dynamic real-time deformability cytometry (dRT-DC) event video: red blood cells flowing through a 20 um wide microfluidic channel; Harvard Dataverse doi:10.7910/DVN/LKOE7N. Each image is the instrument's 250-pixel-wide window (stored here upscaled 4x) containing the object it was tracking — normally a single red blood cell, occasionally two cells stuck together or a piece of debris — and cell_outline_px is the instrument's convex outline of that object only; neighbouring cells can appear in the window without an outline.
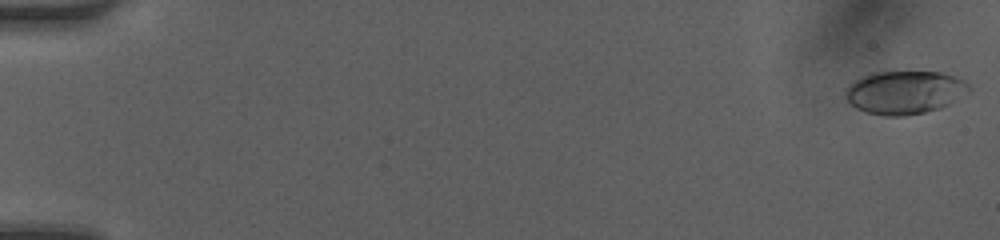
{"species": "human", "species_latin": "Homo sapiens", "temperature_condition": "room temperature", "stored_images_in_passage": 49, "camera_frame_rate_fps": 3000, "um_per_image_px": 0.085, "donor": {"sex": "female"}, "frame": {"image": 1, "passage_image": 1, "time_ms": 0.0, "image_size_px": [1000, 240], "cell_outline_px": [[972, 88], [968, 92], [948, 104], [940, 108], [924, 112], [904, 116], [884, 116], [868, 112], [856, 108], [844, 96], [844, 88], [852, 80], [860, 76], [872, 72], [940, 72], [956, 76], [964, 80]], "centroid_in_image_um": [76.86, 7.83], "position_along_channel_um": 8.1, "area_um2": 31.33}}
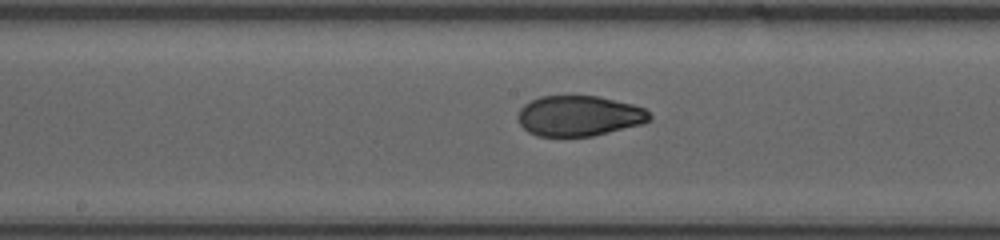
{"frame": {"image": 2, "passage_image": 27, "time_ms": 8.667, "image_size_px": [1000, 240], "cell_outline_px": [[652, 120], [644, 124], [592, 136], [536, 136], [528, 132], [520, 124], [516, 116], [520, 108], [524, 104], [540, 96], [600, 96], [632, 104], [644, 108], [652, 116]], "centroid_in_image_um": [49.23, 9.85], "position_along_channel_um": 199.0, "area_um2": 31.27}}
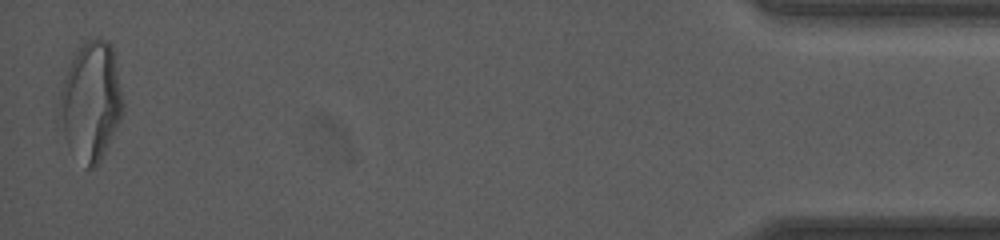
{"frame": {"image": 3, "passage_image": 49, "time_ms": 16.0, "image_size_px": [1000, 240], "cell_outline_px": [[124, 112], [100, 160], [92, 168], [84, 168], [68, 148], [56, 124], [60, 92], [68, 68], [80, 44], [88, 40], [108, 40], [112, 44], [124, 104]], "centroid_in_image_um": [7.69, 8.67], "position_along_channel_um": 427.5, "area_um2": 44.39}, "authors_computed_cell_mechanics": {"area_um2": 31.501, "velocity_mm_per_s": 4.2409, "shape_relaxation_time_tau1_ms": 5.3248, "shape_relaxation_time_tau2_ms": 0.8775, "deformation_change_tau1": 0.2057, "deformation_change_tau2": 0.0525}}